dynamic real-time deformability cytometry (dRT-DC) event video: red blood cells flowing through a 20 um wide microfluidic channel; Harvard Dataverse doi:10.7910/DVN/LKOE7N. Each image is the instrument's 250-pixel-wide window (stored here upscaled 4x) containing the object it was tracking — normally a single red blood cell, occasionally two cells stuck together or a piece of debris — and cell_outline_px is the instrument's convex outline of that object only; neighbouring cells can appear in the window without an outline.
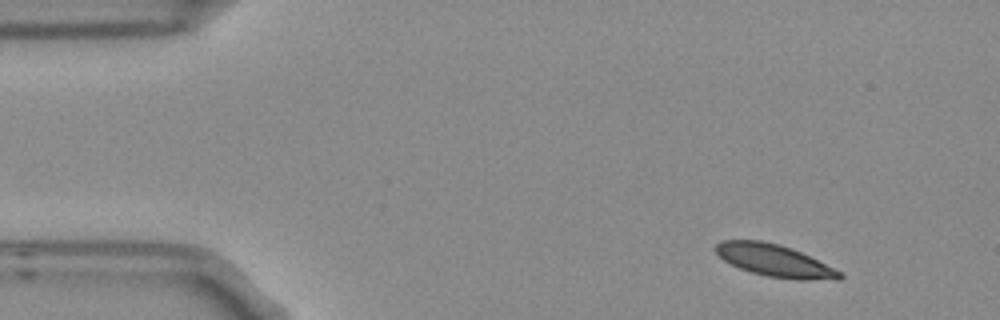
{"species": "Egyptian fruit bat (a non-hibernating species)", "species_latin": "Rousettus aegyptiacus", "temperature_condition": "room temperature", "stored_images_in_passage": 4, "camera_frame_rate_fps": 3000, "um_per_image_px": 0.085, "frame": {"image": 1, "passage_image": 1, "time_ms": 0.0, "image_size_px": [1000, 320], "cell_outline_px": [[844, 276], [840, 280], [796, 280], [768, 276], [752, 272], [740, 268], [724, 260], [712, 248], [720, 240], [760, 240], [780, 244], [800, 252], [844, 272]], "centroid_in_image_um": [65.87, 22.15], "position_along_channel_um": 19.1, "area_um2": 23.35}}
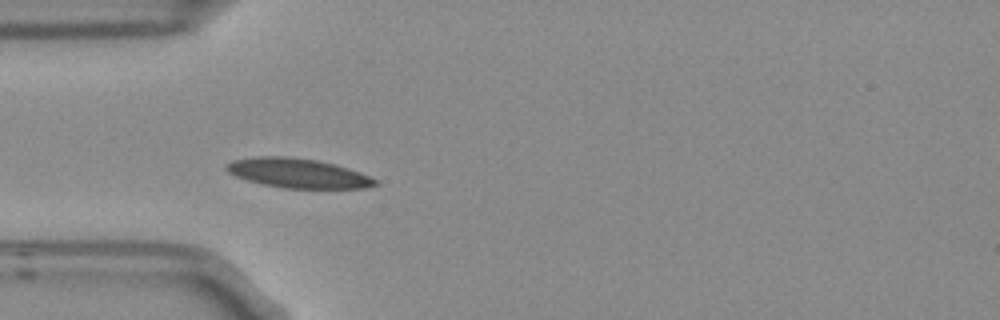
{"frame": {"image": 2, "passage_image": 3, "time_ms": 0.667, "image_size_px": [1000, 320], "cell_outline_px": [[380, 184], [364, 188], [284, 188], [260, 184], [236, 176], [228, 172], [224, 168], [224, 164], [232, 160], [256, 156], [292, 156], [316, 160], [336, 164], [360, 172], [376, 180]], "centroid_in_image_um": [25.28, 14.71], "position_along_channel_um": 59.7, "area_um2": 25.72}}